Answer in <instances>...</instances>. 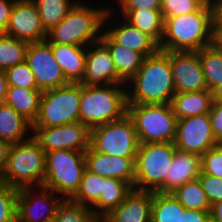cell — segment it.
<instances>
[{
  "mask_svg": "<svg viewBox=\"0 0 222 222\" xmlns=\"http://www.w3.org/2000/svg\"><path fill=\"white\" fill-rule=\"evenodd\" d=\"M162 51H199L217 41V19L213 4L175 17H163Z\"/></svg>",
  "mask_w": 222,
  "mask_h": 222,
  "instance_id": "6da1fadb",
  "label": "cell"
},
{
  "mask_svg": "<svg viewBox=\"0 0 222 222\" xmlns=\"http://www.w3.org/2000/svg\"><path fill=\"white\" fill-rule=\"evenodd\" d=\"M128 104H171L176 93L169 51L158 50L144 58L126 84Z\"/></svg>",
  "mask_w": 222,
  "mask_h": 222,
  "instance_id": "7a4b0ae2",
  "label": "cell"
},
{
  "mask_svg": "<svg viewBox=\"0 0 222 222\" xmlns=\"http://www.w3.org/2000/svg\"><path fill=\"white\" fill-rule=\"evenodd\" d=\"M91 5L90 2L78 0L66 17L47 31L46 40L50 44L83 47L99 42L104 31L105 15L110 5L106 7L103 3L99 7Z\"/></svg>",
  "mask_w": 222,
  "mask_h": 222,
  "instance_id": "3957f363",
  "label": "cell"
},
{
  "mask_svg": "<svg viewBox=\"0 0 222 222\" xmlns=\"http://www.w3.org/2000/svg\"><path fill=\"white\" fill-rule=\"evenodd\" d=\"M127 112L126 84H81L80 122L89 129L119 120Z\"/></svg>",
  "mask_w": 222,
  "mask_h": 222,
  "instance_id": "277c9868",
  "label": "cell"
},
{
  "mask_svg": "<svg viewBox=\"0 0 222 222\" xmlns=\"http://www.w3.org/2000/svg\"><path fill=\"white\" fill-rule=\"evenodd\" d=\"M46 152L31 136L28 140L10 145L1 181L17 189L40 187L45 176Z\"/></svg>",
  "mask_w": 222,
  "mask_h": 222,
  "instance_id": "5b68a950",
  "label": "cell"
},
{
  "mask_svg": "<svg viewBox=\"0 0 222 222\" xmlns=\"http://www.w3.org/2000/svg\"><path fill=\"white\" fill-rule=\"evenodd\" d=\"M85 169V152L65 149L47 152L42 186L70 199L78 190Z\"/></svg>",
  "mask_w": 222,
  "mask_h": 222,
  "instance_id": "8992f818",
  "label": "cell"
},
{
  "mask_svg": "<svg viewBox=\"0 0 222 222\" xmlns=\"http://www.w3.org/2000/svg\"><path fill=\"white\" fill-rule=\"evenodd\" d=\"M176 150L174 142L139 144L134 189L165 193V176Z\"/></svg>",
  "mask_w": 222,
  "mask_h": 222,
  "instance_id": "52a82bcc",
  "label": "cell"
},
{
  "mask_svg": "<svg viewBox=\"0 0 222 222\" xmlns=\"http://www.w3.org/2000/svg\"><path fill=\"white\" fill-rule=\"evenodd\" d=\"M140 144L174 142L177 118L171 104H128Z\"/></svg>",
  "mask_w": 222,
  "mask_h": 222,
  "instance_id": "ba28073f",
  "label": "cell"
},
{
  "mask_svg": "<svg viewBox=\"0 0 222 222\" xmlns=\"http://www.w3.org/2000/svg\"><path fill=\"white\" fill-rule=\"evenodd\" d=\"M81 83L42 91L39 112L31 127H54L80 121Z\"/></svg>",
  "mask_w": 222,
  "mask_h": 222,
  "instance_id": "9c48e42d",
  "label": "cell"
},
{
  "mask_svg": "<svg viewBox=\"0 0 222 222\" xmlns=\"http://www.w3.org/2000/svg\"><path fill=\"white\" fill-rule=\"evenodd\" d=\"M139 144L135 124L128 114L90 129V147L96 152L117 157H136Z\"/></svg>",
  "mask_w": 222,
  "mask_h": 222,
  "instance_id": "30bf717a",
  "label": "cell"
},
{
  "mask_svg": "<svg viewBox=\"0 0 222 222\" xmlns=\"http://www.w3.org/2000/svg\"><path fill=\"white\" fill-rule=\"evenodd\" d=\"M32 137L47 153L65 149L85 152L90 147V129L79 122L54 127H31Z\"/></svg>",
  "mask_w": 222,
  "mask_h": 222,
  "instance_id": "8fae6325",
  "label": "cell"
},
{
  "mask_svg": "<svg viewBox=\"0 0 222 222\" xmlns=\"http://www.w3.org/2000/svg\"><path fill=\"white\" fill-rule=\"evenodd\" d=\"M63 198L43 186L23 187L17 196V222H49L54 220Z\"/></svg>",
  "mask_w": 222,
  "mask_h": 222,
  "instance_id": "7c38bea8",
  "label": "cell"
},
{
  "mask_svg": "<svg viewBox=\"0 0 222 222\" xmlns=\"http://www.w3.org/2000/svg\"><path fill=\"white\" fill-rule=\"evenodd\" d=\"M219 144L213 134L209 114L177 120L174 140L177 150L202 156L206 151Z\"/></svg>",
  "mask_w": 222,
  "mask_h": 222,
  "instance_id": "4fadbf2b",
  "label": "cell"
},
{
  "mask_svg": "<svg viewBox=\"0 0 222 222\" xmlns=\"http://www.w3.org/2000/svg\"><path fill=\"white\" fill-rule=\"evenodd\" d=\"M26 62L34 73L37 87L41 91L59 88L69 83L56 62L51 44L47 40L29 43Z\"/></svg>",
  "mask_w": 222,
  "mask_h": 222,
  "instance_id": "5bb4252c",
  "label": "cell"
},
{
  "mask_svg": "<svg viewBox=\"0 0 222 222\" xmlns=\"http://www.w3.org/2000/svg\"><path fill=\"white\" fill-rule=\"evenodd\" d=\"M114 16L116 12L110 7L104 19V32L116 44L135 50L144 57L154 55L159 50V45L150 36L131 25L122 16Z\"/></svg>",
  "mask_w": 222,
  "mask_h": 222,
  "instance_id": "9a60e30c",
  "label": "cell"
},
{
  "mask_svg": "<svg viewBox=\"0 0 222 222\" xmlns=\"http://www.w3.org/2000/svg\"><path fill=\"white\" fill-rule=\"evenodd\" d=\"M169 63L176 93L208 90L198 52L169 51Z\"/></svg>",
  "mask_w": 222,
  "mask_h": 222,
  "instance_id": "2e32d148",
  "label": "cell"
},
{
  "mask_svg": "<svg viewBox=\"0 0 222 222\" xmlns=\"http://www.w3.org/2000/svg\"><path fill=\"white\" fill-rule=\"evenodd\" d=\"M5 35L27 43L46 40L47 31L32 0H16Z\"/></svg>",
  "mask_w": 222,
  "mask_h": 222,
  "instance_id": "e0dca14e",
  "label": "cell"
},
{
  "mask_svg": "<svg viewBox=\"0 0 222 222\" xmlns=\"http://www.w3.org/2000/svg\"><path fill=\"white\" fill-rule=\"evenodd\" d=\"M82 85L117 84V71L109 49L101 42L87 46Z\"/></svg>",
  "mask_w": 222,
  "mask_h": 222,
  "instance_id": "ac0fdd59",
  "label": "cell"
},
{
  "mask_svg": "<svg viewBox=\"0 0 222 222\" xmlns=\"http://www.w3.org/2000/svg\"><path fill=\"white\" fill-rule=\"evenodd\" d=\"M135 158L117 157L96 152L91 147L85 151L86 168L104 178H116L128 182L134 189Z\"/></svg>",
  "mask_w": 222,
  "mask_h": 222,
  "instance_id": "d6986e66",
  "label": "cell"
},
{
  "mask_svg": "<svg viewBox=\"0 0 222 222\" xmlns=\"http://www.w3.org/2000/svg\"><path fill=\"white\" fill-rule=\"evenodd\" d=\"M152 191L132 189L100 222H151Z\"/></svg>",
  "mask_w": 222,
  "mask_h": 222,
  "instance_id": "ffe728a7",
  "label": "cell"
},
{
  "mask_svg": "<svg viewBox=\"0 0 222 222\" xmlns=\"http://www.w3.org/2000/svg\"><path fill=\"white\" fill-rule=\"evenodd\" d=\"M201 174V156L196 153L176 150L173 161L165 176V193H172L186 182Z\"/></svg>",
  "mask_w": 222,
  "mask_h": 222,
  "instance_id": "44dd1931",
  "label": "cell"
},
{
  "mask_svg": "<svg viewBox=\"0 0 222 222\" xmlns=\"http://www.w3.org/2000/svg\"><path fill=\"white\" fill-rule=\"evenodd\" d=\"M100 41L109 49L113 58L117 71V84H127L138 72L145 57L135 50L116 44L104 31Z\"/></svg>",
  "mask_w": 222,
  "mask_h": 222,
  "instance_id": "7402d4cb",
  "label": "cell"
},
{
  "mask_svg": "<svg viewBox=\"0 0 222 222\" xmlns=\"http://www.w3.org/2000/svg\"><path fill=\"white\" fill-rule=\"evenodd\" d=\"M56 62L70 83H80L85 73L87 47L51 44Z\"/></svg>",
  "mask_w": 222,
  "mask_h": 222,
  "instance_id": "603a6c76",
  "label": "cell"
},
{
  "mask_svg": "<svg viewBox=\"0 0 222 222\" xmlns=\"http://www.w3.org/2000/svg\"><path fill=\"white\" fill-rule=\"evenodd\" d=\"M116 15L122 16L131 25L150 36L158 45L163 37L164 19L161 10L140 9H114ZM119 12V13H118ZM121 14V15H120Z\"/></svg>",
  "mask_w": 222,
  "mask_h": 222,
  "instance_id": "cb8c5ba5",
  "label": "cell"
},
{
  "mask_svg": "<svg viewBox=\"0 0 222 222\" xmlns=\"http://www.w3.org/2000/svg\"><path fill=\"white\" fill-rule=\"evenodd\" d=\"M31 136V124L11 106L0 104V140L12 145L26 141Z\"/></svg>",
  "mask_w": 222,
  "mask_h": 222,
  "instance_id": "d4e9b609",
  "label": "cell"
},
{
  "mask_svg": "<svg viewBox=\"0 0 222 222\" xmlns=\"http://www.w3.org/2000/svg\"><path fill=\"white\" fill-rule=\"evenodd\" d=\"M211 91L175 93L171 106L177 120L208 114L212 104Z\"/></svg>",
  "mask_w": 222,
  "mask_h": 222,
  "instance_id": "484cf974",
  "label": "cell"
},
{
  "mask_svg": "<svg viewBox=\"0 0 222 222\" xmlns=\"http://www.w3.org/2000/svg\"><path fill=\"white\" fill-rule=\"evenodd\" d=\"M133 187L124 180L116 178L103 179V193L99 200L91 207L93 214L101 220L111 210L118 207Z\"/></svg>",
  "mask_w": 222,
  "mask_h": 222,
  "instance_id": "4316f807",
  "label": "cell"
},
{
  "mask_svg": "<svg viewBox=\"0 0 222 222\" xmlns=\"http://www.w3.org/2000/svg\"><path fill=\"white\" fill-rule=\"evenodd\" d=\"M42 91L15 86L7 87L5 104L11 106L31 125L37 118Z\"/></svg>",
  "mask_w": 222,
  "mask_h": 222,
  "instance_id": "83f0119b",
  "label": "cell"
},
{
  "mask_svg": "<svg viewBox=\"0 0 222 222\" xmlns=\"http://www.w3.org/2000/svg\"><path fill=\"white\" fill-rule=\"evenodd\" d=\"M197 52L207 89L212 91L215 87L222 85V45L216 41L213 45Z\"/></svg>",
  "mask_w": 222,
  "mask_h": 222,
  "instance_id": "f1b7e54d",
  "label": "cell"
},
{
  "mask_svg": "<svg viewBox=\"0 0 222 222\" xmlns=\"http://www.w3.org/2000/svg\"><path fill=\"white\" fill-rule=\"evenodd\" d=\"M185 207L171 194L153 192L151 222H179Z\"/></svg>",
  "mask_w": 222,
  "mask_h": 222,
  "instance_id": "f546056e",
  "label": "cell"
},
{
  "mask_svg": "<svg viewBox=\"0 0 222 222\" xmlns=\"http://www.w3.org/2000/svg\"><path fill=\"white\" fill-rule=\"evenodd\" d=\"M46 31L59 24L78 0H32Z\"/></svg>",
  "mask_w": 222,
  "mask_h": 222,
  "instance_id": "4dcf8cb0",
  "label": "cell"
},
{
  "mask_svg": "<svg viewBox=\"0 0 222 222\" xmlns=\"http://www.w3.org/2000/svg\"><path fill=\"white\" fill-rule=\"evenodd\" d=\"M186 209L210 211L211 205L199 179L186 182L171 193Z\"/></svg>",
  "mask_w": 222,
  "mask_h": 222,
  "instance_id": "1f68e13d",
  "label": "cell"
},
{
  "mask_svg": "<svg viewBox=\"0 0 222 222\" xmlns=\"http://www.w3.org/2000/svg\"><path fill=\"white\" fill-rule=\"evenodd\" d=\"M103 179L104 177L86 168L79 188L70 200L91 208L103 193Z\"/></svg>",
  "mask_w": 222,
  "mask_h": 222,
  "instance_id": "d6a6232c",
  "label": "cell"
},
{
  "mask_svg": "<svg viewBox=\"0 0 222 222\" xmlns=\"http://www.w3.org/2000/svg\"><path fill=\"white\" fill-rule=\"evenodd\" d=\"M29 43L0 34V70H7L26 61Z\"/></svg>",
  "mask_w": 222,
  "mask_h": 222,
  "instance_id": "836d02e7",
  "label": "cell"
},
{
  "mask_svg": "<svg viewBox=\"0 0 222 222\" xmlns=\"http://www.w3.org/2000/svg\"><path fill=\"white\" fill-rule=\"evenodd\" d=\"M55 222H100L90 207L63 199L56 210Z\"/></svg>",
  "mask_w": 222,
  "mask_h": 222,
  "instance_id": "e575fe53",
  "label": "cell"
},
{
  "mask_svg": "<svg viewBox=\"0 0 222 222\" xmlns=\"http://www.w3.org/2000/svg\"><path fill=\"white\" fill-rule=\"evenodd\" d=\"M7 85L25 89H38L34 73L26 61L5 70Z\"/></svg>",
  "mask_w": 222,
  "mask_h": 222,
  "instance_id": "d590c367",
  "label": "cell"
},
{
  "mask_svg": "<svg viewBox=\"0 0 222 222\" xmlns=\"http://www.w3.org/2000/svg\"><path fill=\"white\" fill-rule=\"evenodd\" d=\"M19 189L0 184V222H17V196Z\"/></svg>",
  "mask_w": 222,
  "mask_h": 222,
  "instance_id": "8d00e7d4",
  "label": "cell"
},
{
  "mask_svg": "<svg viewBox=\"0 0 222 222\" xmlns=\"http://www.w3.org/2000/svg\"><path fill=\"white\" fill-rule=\"evenodd\" d=\"M204 3L201 0H162V16L175 17L198 11Z\"/></svg>",
  "mask_w": 222,
  "mask_h": 222,
  "instance_id": "74e56055",
  "label": "cell"
},
{
  "mask_svg": "<svg viewBox=\"0 0 222 222\" xmlns=\"http://www.w3.org/2000/svg\"><path fill=\"white\" fill-rule=\"evenodd\" d=\"M201 171L222 179V144L211 148L201 156Z\"/></svg>",
  "mask_w": 222,
  "mask_h": 222,
  "instance_id": "f35d334b",
  "label": "cell"
},
{
  "mask_svg": "<svg viewBox=\"0 0 222 222\" xmlns=\"http://www.w3.org/2000/svg\"><path fill=\"white\" fill-rule=\"evenodd\" d=\"M198 179L210 205L222 201V179L208 175L202 171Z\"/></svg>",
  "mask_w": 222,
  "mask_h": 222,
  "instance_id": "ab89813d",
  "label": "cell"
},
{
  "mask_svg": "<svg viewBox=\"0 0 222 222\" xmlns=\"http://www.w3.org/2000/svg\"><path fill=\"white\" fill-rule=\"evenodd\" d=\"M115 9H140L161 10L162 0H112Z\"/></svg>",
  "mask_w": 222,
  "mask_h": 222,
  "instance_id": "60d3db41",
  "label": "cell"
},
{
  "mask_svg": "<svg viewBox=\"0 0 222 222\" xmlns=\"http://www.w3.org/2000/svg\"><path fill=\"white\" fill-rule=\"evenodd\" d=\"M208 114L210 116L213 134L216 140L222 144V102L213 101Z\"/></svg>",
  "mask_w": 222,
  "mask_h": 222,
  "instance_id": "b9f144b4",
  "label": "cell"
},
{
  "mask_svg": "<svg viewBox=\"0 0 222 222\" xmlns=\"http://www.w3.org/2000/svg\"><path fill=\"white\" fill-rule=\"evenodd\" d=\"M179 222H211L210 211L186 209L180 211Z\"/></svg>",
  "mask_w": 222,
  "mask_h": 222,
  "instance_id": "7bdbcfd3",
  "label": "cell"
},
{
  "mask_svg": "<svg viewBox=\"0 0 222 222\" xmlns=\"http://www.w3.org/2000/svg\"><path fill=\"white\" fill-rule=\"evenodd\" d=\"M16 0H0V34H4Z\"/></svg>",
  "mask_w": 222,
  "mask_h": 222,
  "instance_id": "ee69618b",
  "label": "cell"
},
{
  "mask_svg": "<svg viewBox=\"0 0 222 222\" xmlns=\"http://www.w3.org/2000/svg\"><path fill=\"white\" fill-rule=\"evenodd\" d=\"M9 148L10 144L8 142L0 140V175L4 172Z\"/></svg>",
  "mask_w": 222,
  "mask_h": 222,
  "instance_id": "f6af8a7d",
  "label": "cell"
},
{
  "mask_svg": "<svg viewBox=\"0 0 222 222\" xmlns=\"http://www.w3.org/2000/svg\"><path fill=\"white\" fill-rule=\"evenodd\" d=\"M210 218L211 222H222V201L211 205Z\"/></svg>",
  "mask_w": 222,
  "mask_h": 222,
  "instance_id": "bcb514c9",
  "label": "cell"
},
{
  "mask_svg": "<svg viewBox=\"0 0 222 222\" xmlns=\"http://www.w3.org/2000/svg\"><path fill=\"white\" fill-rule=\"evenodd\" d=\"M7 87L8 85L5 70H0V104L5 103Z\"/></svg>",
  "mask_w": 222,
  "mask_h": 222,
  "instance_id": "7dc6e473",
  "label": "cell"
},
{
  "mask_svg": "<svg viewBox=\"0 0 222 222\" xmlns=\"http://www.w3.org/2000/svg\"><path fill=\"white\" fill-rule=\"evenodd\" d=\"M211 95H212V101L222 102V85L215 87L211 91Z\"/></svg>",
  "mask_w": 222,
  "mask_h": 222,
  "instance_id": "c3c4849f",
  "label": "cell"
},
{
  "mask_svg": "<svg viewBox=\"0 0 222 222\" xmlns=\"http://www.w3.org/2000/svg\"><path fill=\"white\" fill-rule=\"evenodd\" d=\"M213 8L215 9L216 14L222 9V0H214Z\"/></svg>",
  "mask_w": 222,
  "mask_h": 222,
  "instance_id": "681fc988",
  "label": "cell"
},
{
  "mask_svg": "<svg viewBox=\"0 0 222 222\" xmlns=\"http://www.w3.org/2000/svg\"><path fill=\"white\" fill-rule=\"evenodd\" d=\"M217 41L222 45V26H217Z\"/></svg>",
  "mask_w": 222,
  "mask_h": 222,
  "instance_id": "f907efd6",
  "label": "cell"
},
{
  "mask_svg": "<svg viewBox=\"0 0 222 222\" xmlns=\"http://www.w3.org/2000/svg\"><path fill=\"white\" fill-rule=\"evenodd\" d=\"M217 26H222V9L216 14Z\"/></svg>",
  "mask_w": 222,
  "mask_h": 222,
  "instance_id": "816d5d0a",
  "label": "cell"
},
{
  "mask_svg": "<svg viewBox=\"0 0 222 222\" xmlns=\"http://www.w3.org/2000/svg\"><path fill=\"white\" fill-rule=\"evenodd\" d=\"M204 4H213L214 0H201Z\"/></svg>",
  "mask_w": 222,
  "mask_h": 222,
  "instance_id": "f5cc1de1",
  "label": "cell"
}]
</instances>
